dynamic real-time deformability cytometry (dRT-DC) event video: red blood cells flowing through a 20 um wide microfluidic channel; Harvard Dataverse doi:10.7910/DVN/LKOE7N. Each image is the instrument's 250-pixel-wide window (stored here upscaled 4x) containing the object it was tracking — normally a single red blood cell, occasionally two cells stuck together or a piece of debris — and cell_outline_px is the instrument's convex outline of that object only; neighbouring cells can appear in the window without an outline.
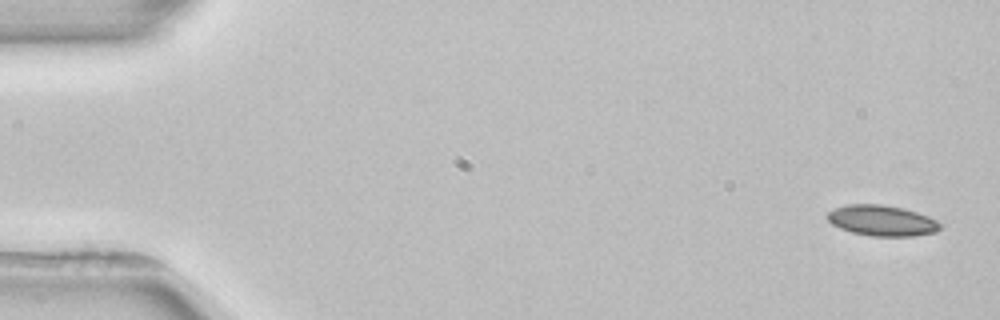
{"species": "common noctule bat (a hibernating species)", "species_latin": "Nyctalus noctula", "temperature_condition": "room temperature", "stored_images_in_passage": 6, "camera_frame_rate_fps": 3000, "um_per_image_px": 0.085, "animal": {"sex": "female", "body_mass_g": 22.7, "forearm_length_mm": 54.2}, "frame": {"image": 1, "passage_image": 1, "time_ms": 0.0, "image_size_px": [1000, 320], "cell_outline_px": [[944, 224], [936, 232], [912, 236], [872, 236], [852, 232], [840, 228], [832, 224], [828, 220], [828, 212], [836, 208], [848, 204], [880, 204], [904, 208], [928, 216]], "centroid_in_image_um": [75.0, 18.75], "position_along_channel_um": 10.0, "area_um2": 20.11}}
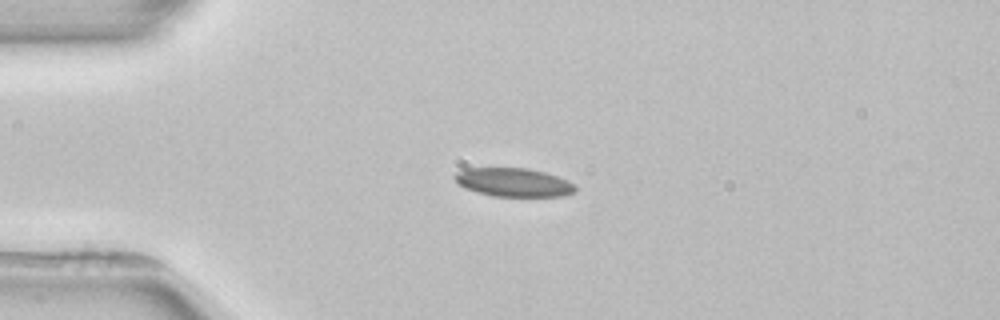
{"frame": {"image": 2, "passage_image": 4, "time_ms": 3.667, "image_size_px": [1000, 320], "cell_outline_px": [[576, 192], [564, 196], [492, 196], [476, 192], [464, 188], [456, 184], [452, 176], [456, 172], [464, 168], [528, 168], [544, 172], [568, 180], [576, 184]], "centroid_in_image_um": [43.62, 15.5], "position_along_channel_um": 41.4, "area_um2": 20.4}}